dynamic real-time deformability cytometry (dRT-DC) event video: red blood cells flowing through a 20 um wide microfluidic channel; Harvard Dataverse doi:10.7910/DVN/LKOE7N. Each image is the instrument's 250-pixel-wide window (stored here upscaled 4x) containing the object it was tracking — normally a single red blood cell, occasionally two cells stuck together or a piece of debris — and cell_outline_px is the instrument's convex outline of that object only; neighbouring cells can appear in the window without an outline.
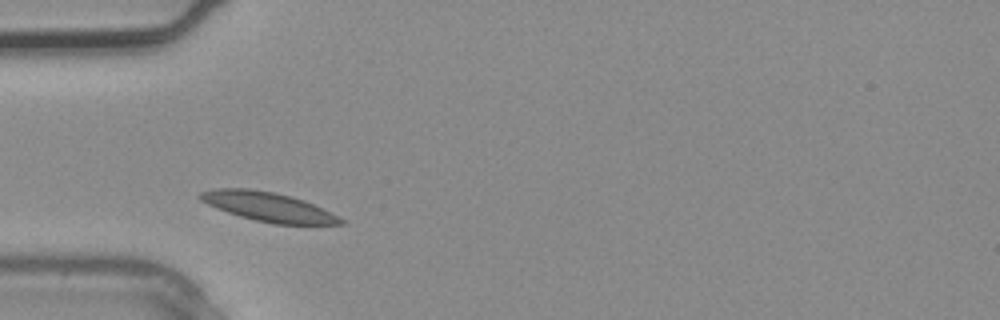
{"species": "common noctule bat (a hibernating species)", "species_latin": "Nyctalus noctula", "temperature_condition": "warm", "stored_images_in_passage": 2, "camera_frame_rate_fps": 3000, "um_per_image_px": 0.085, "animal": {"sex": "male", "body_mass_g": 20.4}, "frame": {"image": 1, "passage_image": 1, "time_ms": 0.0, "image_size_px": [1000, 320], "cell_outline_px": [[348, 224], [276, 224], [256, 220], [240, 216], [216, 208], [200, 200], [196, 196], [200, 192], [216, 188], [248, 188], [272, 192], [304, 200], [344, 220]], "centroid_in_image_um": [22.73, 17.57], "position_along_channel_um": 62.3, "area_um2": 23.47}}
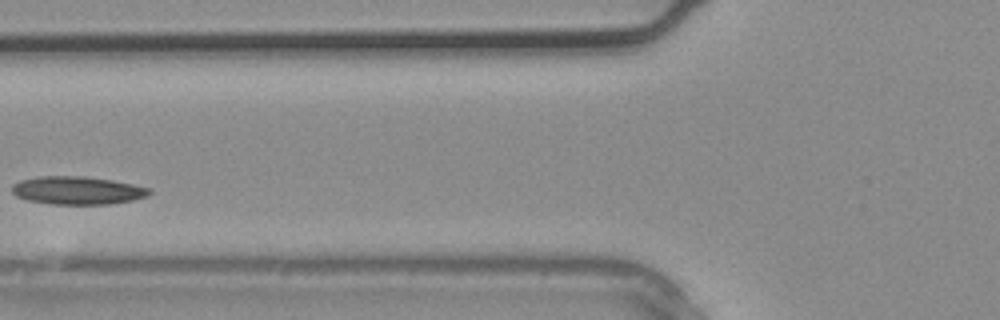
{"frame": {"image": 2, "passage_image": 2, "time_ms": 0.333, "image_size_px": [1000, 320], "cell_outline_px": [[152, 192], [148, 196], [132, 200], [108, 204], [52, 204], [28, 200], [16, 196], [12, 192], [12, 184], [20, 180], [40, 176], [84, 176], [112, 180], [152, 188]], "centroid_in_image_um": [6.59, 16.18], "position_along_channel_um": 119.2, "area_um2": 22.48}}